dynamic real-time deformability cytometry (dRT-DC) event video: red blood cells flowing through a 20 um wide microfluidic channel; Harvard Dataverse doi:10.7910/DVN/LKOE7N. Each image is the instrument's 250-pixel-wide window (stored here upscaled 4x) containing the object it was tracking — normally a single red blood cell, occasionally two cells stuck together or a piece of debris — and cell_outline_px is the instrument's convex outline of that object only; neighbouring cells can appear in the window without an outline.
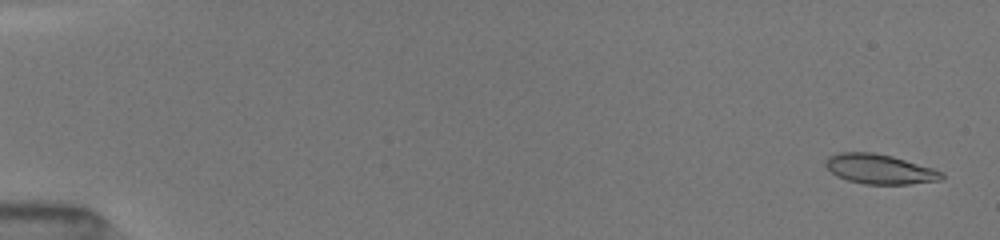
{"species": "common noctule bat (a hibernating species)", "species_latin": "Nyctalus noctula", "temperature_condition": "room temperature", "stored_images_in_passage": 17, "camera_frame_rate_fps": 3000, "um_per_image_px": 0.085, "animal": {"sex": "female", "body_mass_g": 19.5, "forearm_length_mm": 54.1}, "frame": {"image": 1, "passage_image": 2, "time_ms": 0.333, "image_size_px": [1000, 240], "cell_outline_px": [[944, 176], [936, 180], [908, 184], [864, 184], [848, 180], [832, 172], [824, 164], [832, 156], [848, 152], [868, 152], [888, 156], [904, 160], [940, 172]], "centroid_in_image_um": [74.73, 14.39], "position_along_channel_um": 10.3, "area_um2": 18.96}}
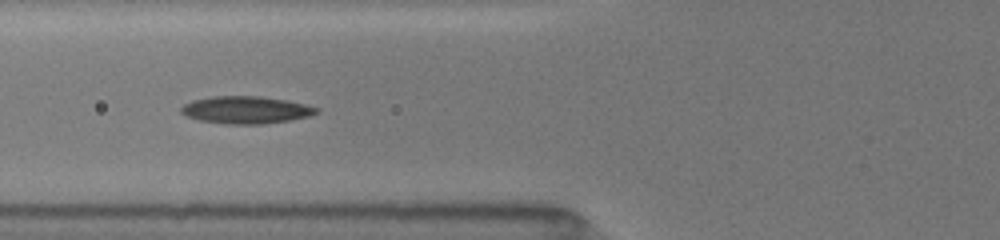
{"frame": {"image": 2, "passage_image": 15, "time_ms": 6.667, "image_size_px": [1000, 240], "cell_outline_px": [[320, 108], [316, 112], [308, 116], [288, 120], [260, 124], [224, 124], [200, 120], [188, 116], [180, 112], [180, 108], [184, 104], [192, 100], [212, 96], [260, 96], [284, 100], [304, 104]], "centroid_in_image_um": [20.85, 9.34], "position_along_channel_um": 104.9, "area_um2": 21.33}}
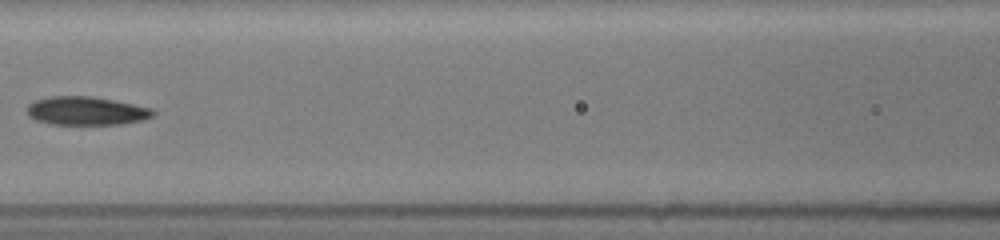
{"frame": {"image": 3, "passage_image": 17, "time_ms": 8.0, "image_size_px": [1000, 240], "cell_outline_px": [[156, 112], [152, 116], [140, 120], [120, 124], [52, 124], [36, 120], [28, 112], [28, 104], [36, 100], [52, 96], [92, 96], [132, 104], [148, 108]], "centroid_in_image_um": [7.31, 9.42], "position_along_channel_um": 159.3, "area_um2": 20.4}}